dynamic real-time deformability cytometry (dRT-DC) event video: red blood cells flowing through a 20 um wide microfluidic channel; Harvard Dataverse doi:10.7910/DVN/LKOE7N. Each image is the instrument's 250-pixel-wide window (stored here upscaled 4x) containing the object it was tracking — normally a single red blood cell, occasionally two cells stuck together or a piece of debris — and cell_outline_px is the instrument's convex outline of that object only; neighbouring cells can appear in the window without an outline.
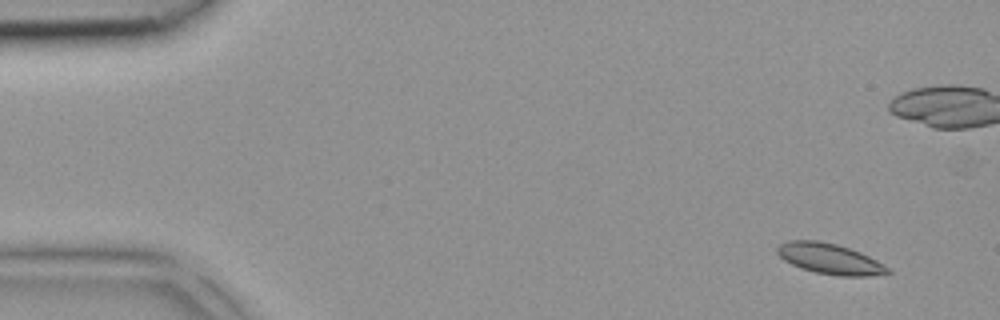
{"species": "common noctule bat (a hibernating species)", "species_latin": "Nyctalus noctula", "temperature_condition": "room temperature", "stored_images_in_passage": 42, "camera_frame_rate_fps": 3000, "um_per_image_px": 0.085, "animal": {"sex": "female", "body_mass_g": 18.4}, "frame": {"image": 1, "passage_image": 1, "time_ms": 0.0, "image_size_px": [1000, 320], "cell_outline_px": [[892, 272], [868, 276], [840, 276], [816, 272], [800, 268], [784, 260], [776, 252], [776, 248], [780, 244], [788, 240], [820, 240], [836, 244], [860, 252], [876, 260], [888, 268]], "centroid_in_image_um": [70.49, 21.99], "position_along_channel_um": 14.5, "area_um2": 19.54}}